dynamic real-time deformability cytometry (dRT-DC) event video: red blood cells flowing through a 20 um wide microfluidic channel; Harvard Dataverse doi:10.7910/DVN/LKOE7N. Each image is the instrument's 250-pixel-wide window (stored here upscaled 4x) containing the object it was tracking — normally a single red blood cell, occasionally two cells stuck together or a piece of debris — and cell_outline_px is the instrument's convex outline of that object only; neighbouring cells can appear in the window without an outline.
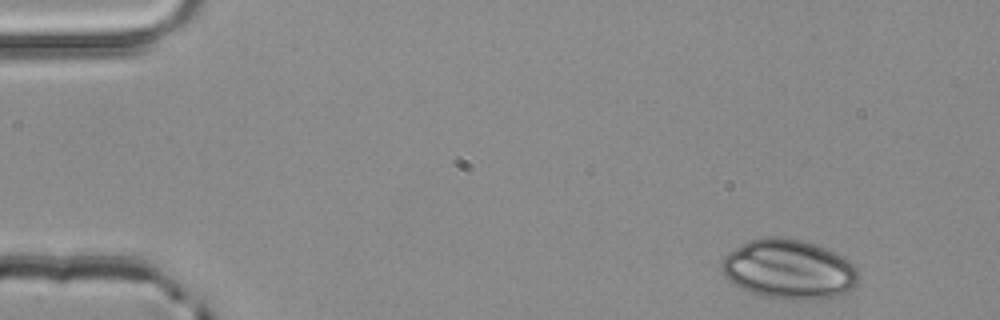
{"species": "common noctule bat (a hibernating species)", "species_latin": "Nyctalus noctula", "temperature_condition": "room temperature", "stored_images_in_passage": 4, "camera_frame_rate_fps": 3000, "um_per_image_px": 0.085, "animal": {"sex": "male", "body_mass_g": 20.4}, "frame": {"image": 1, "passage_image": 1, "time_ms": 0.0, "image_size_px": [1000, 320], "cell_outline_px": [[856, 284], [848, 292], [836, 296], [804, 300], [788, 300], [764, 296], [748, 292], [732, 284], [724, 276], [720, 268], [724, 256], [728, 252], [752, 240], [764, 236], [780, 236], [800, 240], [816, 244], [836, 252], [844, 256], [856, 268]], "centroid_in_image_um": [67.02, 22.89], "position_along_channel_um": 18.0, "area_um2": 47.63}}